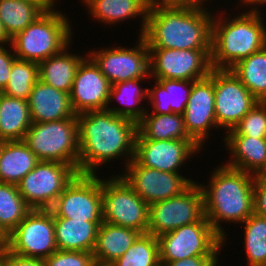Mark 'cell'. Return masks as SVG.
<instances>
[{
	"label": "cell",
	"instance_id": "cell-1",
	"mask_svg": "<svg viewBox=\"0 0 266 266\" xmlns=\"http://www.w3.org/2000/svg\"><path fill=\"white\" fill-rule=\"evenodd\" d=\"M78 173L96 175L103 164L124 157L125 167L134 158L137 123L108 110L77 115ZM126 156V157H125ZM126 158V159H125Z\"/></svg>",
	"mask_w": 266,
	"mask_h": 266
},
{
	"label": "cell",
	"instance_id": "cell-3",
	"mask_svg": "<svg viewBox=\"0 0 266 266\" xmlns=\"http://www.w3.org/2000/svg\"><path fill=\"white\" fill-rule=\"evenodd\" d=\"M255 177L221 164L213 169L208 185L199 183L203 192L205 217L223 238V245L228 235L220 223L240 224L254 213Z\"/></svg>",
	"mask_w": 266,
	"mask_h": 266
},
{
	"label": "cell",
	"instance_id": "cell-47",
	"mask_svg": "<svg viewBox=\"0 0 266 266\" xmlns=\"http://www.w3.org/2000/svg\"><path fill=\"white\" fill-rule=\"evenodd\" d=\"M4 44L8 45L9 47V45L11 44V38L7 35L2 21L0 20V46H5Z\"/></svg>",
	"mask_w": 266,
	"mask_h": 266
},
{
	"label": "cell",
	"instance_id": "cell-30",
	"mask_svg": "<svg viewBox=\"0 0 266 266\" xmlns=\"http://www.w3.org/2000/svg\"><path fill=\"white\" fill-rule=\"evenodd\" d=\"M137 135L141 139L171 140L192 139L185 128L182 114H144L137 123Z\"/></svg>",
	"mask_w": 266,
	"mask_h": 266
},
{
	"label": "cell",
	"instance_id": "cell-28",
	"mask_svg": "<svg viewBox=\"0 0 266 266\" xmlns=\"http://www.w3.org/2000/svg\"><path fill=\"white\" fill-rule=\"evenodd\" d=\"M32 123L27 100L0 92V139L23 140Z\"/></svg>",
	"mask_w": 266,
	"mask_h": 266
},
{
	"label": "cell",
	"instance_id": "cell-37",
	"mask_svg": "<svg viewBox=\"0 0 266 266\" xmlns=\"http://www.w3.org/2000/svg\"><path fill=\"white\" fill-rule=\"evenodd\" d=\"M225 135H244L254 138H266V101L257 104L241 121Z\"/></svg>",
	"mask_w": 266,
	"mask_h": 266
},
{
	"label": "cell",
	"instance_id": "cell-17",
	"mask_svg": "<svg viewBox=\"0 0 266 266\" xmlns=\"http://www.w3.org/2000/svg\"><path fill=\"white\" fill-rule=\"evenodd\" d=\"M202 149L193 139L149 140L136 134L134 159L148 168L179 173L189 157Z\"/></svg>",
	"mask_w": 266,
	"mask_h": 266
},
{
	"label": "cell",
	"instance_id": "cell-41",
	"mask_svg": "<svg viewBox=\"0 0 266 266\" xmlns=\"http://www.w3.org/2000/svg\"><path fill=\"white\" fill-rule=\"evenodd\" d=\"M254 213L266 218V180L256 176L254 180Z\"/></svg>",
	"mask_w": 266,
	"mask_h": 266
},
{
	"label": "cell",
	"instance_id": "cell-7",
	"mask_svg": "<svg viewBox=\"0 0 266 266\" xmlns=\"http://www.w3.org/2000/svg\"><path fill=\"white\" fill-rule=\"evenodd\" d=\"M103 221L145 234L149 205L119 175L101 178Z\"/></svg>",
	"mask_w": 266,
	"mask_h": 266
},
{
	"label": "cell",
	"instance_id": "cell-22",
	"mask_svg": "<svg viewBox=\"0 0 266 266\" xmlns=\"http://www.w3.org/2000/svg\"><path fill=\"white\" fill-rule=\"evenodd\" d=\"M83 4L89 9L92 19L95 18L104 25L113 26L140 16L139 36H143L149 9L147 0H86Z\"/></svg>",
	"mask_w": 266,
	"mask_h": 266
},
{
	"label": "cell",
	"instance_id": "cell-45",
	"mask_svg": "<svg viewBox=\"0 0 266 266\" xmlns=\"http://www.w3.org/2000/svg\"><path fill=\"white\" fill-rule=\"evenodd\" d=\"M241 1L244 4L243 6H246V5L248 6V9H249V5H251V6L253 5L252 7H250V10H253V11L261 10L260 9V5L261 6H263V5L265 6V4H266V0H241ZM256 5H258L259 9L257 8Z\"/></svg>",
	"mask_w": 266,
	"mask_h": 266
},
{
	"label": "cell",
	"instance_id": "cell-46",
	"mask_svg": "<svg viewBox=\"0 0 266 266\" xmlns=\"http://www.w3.org/2000/svg\"><path fill=\"white\" fill-rule=\"evenodd\" d=\"M9 243V233L0 224V248H7Z\"/></svg>",
	"mask_w": 266,
	"mask_h": 266
},
{
	"label": "cell",
	"instance_id": "cell-25",
	"mask_svg": "<svg viewBox=\"0 0 266 266\" xmlns=\"http://www.w3.org/2000/svg\"><path fill=\"white\" fill-rule=\"evenodd\" d=\"M58 250L93 253L99 226L94 222L70 218H54Z\"/></svg>",
	"mask_w": 266,
	"mask_h": 266
},
{
	"label": "cell",
	"instance_id": "cell-4",
	"mask_svg": "<svg viewBox=\"0 0 266 266\" xmlns=\"http://www.w3.org/2000/svg\"><path fill=\"white\" fill-rule=\"evenodd\" d=\"M260 11L247 9L232 19L222 13L214 14L212 24L211 66L231 69L242 59L266 45V26ZM222 16V17H221ZM217 18V19H216Z\"/></svg>",
	"mask_w": 266,
	"mask_h": 266
},
{
	"label": "cell",
	"instance_id": "cell-9",
	"mask_svg": "<svg viewBox=\"0 0 266 266\" xmlns=\"http://www.w3.org/2000/svg\"><path fill=\"white\" fill-rule=\"evenodd\" d=\"M195 222H209L205 217L203 192L197 182L178 196L149 205L147 233L158 237Z\"/></svg>",
	"mask_w": 266,
	"mask_h": 266
},
{
	"label": "cell",
	"instance_id": "cell-11",
	"mask_svg": "<svg viewBox=\"0 0 266 266\" xmlns=\"http://www.w3.org/2000/svg\"><path fill=\"white\" fill-rule=\"evenodd\" d=\"M77 174L71 165L39 161L17 186L31 209L49 210Z\"/></svg>",
	"mask_w": 266,
	"mask_h": 266
},
{
	"label": "cell",
	"instance_id": "cell-8",
	"mask_svg": "<svg viewBox=\"0 0 266 266\" xmlns=\"http://www.w3.org/2000/svg\"><path fill=\"white\" fill-rule=\"evenodd\" d=\"M157 239L160 262L193 256H220L219 252L223 248V238L209 222L190 223L164 233Z\"/></svg>",
	"mask_w": 266,
	"mask_h": 266
},
{
	"label": "cell",
	"instance_id": "cell-48",
	"mask_svg": "<svg viewBox=\"0 0 266 266\" xmlns=\"http://www.w3.org/2000/svg\"><path fill=\"white\" fill-rule=\"evenodd\" d=\"M260 177H262L263 179L266 180V169H265L264 172L260 175Z\"/></svg>",
	"mask_w": 266,
	"mask_h": 266
},
{
	"label": "cell",
	"instance_id": "cell-34",
	"mask_svg": "<svg viewBox=\"0 0 266 266\" xmlns=\"http://www.w3.org/2000/svg\"><path fill=\"white\" fill-rule=\"evenodd\" d=\"M31 210L19 193L18 186L0 183V224L9 234Z\"/></svg>",
	"mask_w": 266,
	"mask_h": 266
},
{
	"label": "cell",
	"instance_id": "cell-40",
	"mask_svg": "<svg viewBox=\"0 0 266 266\" xmlns=\"http://www.w3.org/2000/svg\"><path fill=\"white\" fill-rule=\"evenodd\" d=\"M11 49L5 46H0V92H2L8 84V80L11 73V67L16 59L12 45H9ZM8 49V50H7Z\"/></svg>",
	"mask_w": 266,
	"mask_h": 266
},
{
	"label": "cell",
	"instance_id": "cell-16",
	"mask_svg": "<svg viewBox=\"0 0 266 266\" xmlns=\"http://www.w3.org/2000/svg\"><path fill=\"white\" fill-rule=\"evenodd\" d=\"M124 169L125 173L119 175L148 205L178 196L196 182L182 173L142 166L134 158Z\"/></svg>",
	"mask_w": 266,
	"mask_h": 266
},
{
	"label": "cell",
	"instance_id": "cell-12",
	"mask_svg": "<svg viewBox=\"0 0 266 266\" xmlns=\"http://www.w3.org/2000/svg\"><path fill=\"white\" fill-rule=\"evenodd\" d=\"M133 48L109 47L88 51L87 55L113 85L127 80L150 77V51L143 36Z\"/></svg>",
	"mask_w": 266,
	"mask_h": 266
},
{
	"label": "cell",
	"instance_id": "cell-35",
	"mask_svg": "<svg viewBox=\"0 0 266 266\" xmlns=\"http://www.w3.org/2000/svg\"><path fill=\"white\" fill-rule=\"evenodd\" d=\"M110 266H161L157 237L148 233L141 234Z\"/></svg>",
	"mask_w": 266,
	"mask_h": 266
},
{
	"label": "cell",
	"instance_id": "cell-5",
	"mask_svg": "<svg viewBox=\"0 0 266 266\" xmlns=\"http://www.w3.org/2000/svg\"><path fill=\"white\" fill-rule=\"evenodd\" d=\"M70 23L62 11H44L11 39L16 58L39 64L58 54L72 41Z\"/></svg>",
	"mask_w": 266,
	"mask_h": 266
},
{
	"label": "cell",
	"instance_id": "cell-24",
	"mask_svg": "<svg viewBox=\"0 0 266 266\" xmlns=\"http://www.w3.org/2000/svg\"><path fill=\"white\" fill-rule=\"evenodd\" d=\"M142 233L135 229L102 222L93 251L95 264L111 265L120 258Z\"/></svg>",
	"mask_w": 266,
	"mask_h": 266
},
{
	"label": "cell",
	"instance_id": "cell-27",
	"mask_svg": "<svg viewBox=\"0 0 266 266\" xmlns=\"http://www.w3.org/2000/svg\"><path fill=\"white\" fill-rule=\"evenodd\" d=\"M39 161L23 140L4 141L0 153V183L17 186Z\"/></svg>",
	"mask_w": 266,
	"mask_h": 266
},
{
	"label": "cell",
	"instance_id": "cell-32",
	"mask_svg": "<svg viewBox=\"0 0 266 266\" xmlns=\"http://www.w3.org/2000/svg\"><path fill=\"white\" fill-rule=\"evenodd\" d=\"M43 12L37 4L28 0H0V20L11 39Z\"/></svg>",
	"mask_w": 266,
	"mask_h": 266
},
{
	"label": "cell",
	"instance_id": "cell-2",
	"mask_svg": "<svg viewBox=\"0 0 266 266\" xmlns=\"http://www.w3.org/2000/svg\"><path fill=\"white\" fill-rule=\"evenodd\" d=\"M205 6L156 5L143 34L149 49L212 50L214 12Z\"/></svg>",
	"mask_w": 266,
	"mask_h": 266
},
{
	"label": "cell",
	"instance_id": "cell-13",
	"mask_svg": "<svg viewBox=\"0 0 266 266\" xmlns=\"http://www.w3.org/2000/svg\"><path fill=\"white\" fill-rule=\"evenodd\" d=\"M7 248L22 256L42 259L56 252L53 213L32 209L9 234Z\"/></svg>",
	"mask_w": 266,
	"mask_h": 266
},
{
	"label": "cell",
	"instance_id": "cell-49",
	"mask_svg": "<svg viewBox=\"0 0 266 266\" xmlns=\"http://www.w3.org/2000/svg\"><path fill=\"white\" fill-rule=\"evenodd\" d=\"M3 143H4V140L0 139V153H1V150H2V147H3Z\"/></svg>",
	"mask_w": 266,
	"mask_h": 266
},
{
	"label": "cell",
	"instance_id": "cell-33",
	"mask_svg": "<svg viewBox=\"0 0 266 266\" xmlns=\"http://www.w3.org/2000/svg\"><path fill=\"white\" fill-rule=\"evenodd\" d=\"M241 225L248 266H266V218L253 213Z\"/></svg>",
	"mask_w": 266,
	"mask_h": 266
},
{
	"label": "cell",
	"instance_id": "cell-20",
	"mask_svg": "<svg viewBox=\"0 0 266 266\" xmlns=\"http://www.w3.org/2000/svg\"><path fill=\"white\" fill-rule=\"evenodd\" d=\"M27 101L33 123L77 117L72 109L69 93L51 87L39 79L32 87Z\"/></svg>",
	"mask_w": 266,
	"mask_h": 266
},
{
	"label": "cell",
	"instance_id": "cell-26",
	"mask_svg": "<svg viewBox=\"0 0 266 266\" xmlns=\"http://www.w3.org/2000/svg\"><path fill=\"white\" fill-rule=\"evenodd\" d=\"M70 45L71 42L58 54L38 64L39 80L66 93H70L77 68L86 57L69 52Z\"/></svg>",
	"mask_w": 266,
	"mask_h": 266
},
{
	"label": "cell",
	"instance_id": "cell-44",
	"mask_svg": "<svg viewBox=\"0 0 266 266\" xmlns=\"http://www.w3.org/2000/svg\"><path fill=\"white\" fill-rule=\"evenodd\" d=\"M35 4H37L43 11H49L52 10L56 5V0H28Z\"/></svg>",
	"mask_w": 266,
	"mask_h": 266
},
{
	"label": "cell",
	"instance_id": "cell-21",
	"mask_svg": "<svg viewBox=\"0 0 266 266\" xmlns=\"http://www.w3.org/2000/svg\"><path fill=\"white\" fill-rule=\"evenodd\" d=\"M224 145L230 152L225 165L260 176L266 169V138L225 135Z\"/></svg>",
	"mask_w": 266,
	"mask_h": 266
},
{
	"label": "cell",
	"instance_id": "cell-29",
	"mask_svg": "<svg viewBox=\"0 0 266 266\" xmlns=\"http://www.w3.org/2000/svg\"><path fill=\"white\" fill-rule=\"evenodd\" d=\"M143 80L144 78H139L113 84L106 110L138 123L149 108L147 107L145 109L144 106H141L142 101L147 100L148 94V88H141L142 86L140 84ZM112 100H114L113 102L115 100L116 102L119 101L123 107H112V105L110 107L109 105L112 103Z\"/></svg>",
	"mask_w": 266,
	"mask_h": 266
},
{
	"label": "cell",
	"instance_id": "cell-15",
	"mask_svg": "<svg viewBox=\"0 0 266 266\" xmlns=\"http://www.w3.org/2000/svg\"><path fill=\"white\" fill-rule=\"evenodd\" d=\"M214 94L217 125L226 132L233 129L258 102L231 69L214 68Z\"/></svg>",
	"mask_w": 266,
	"mask_h": 266
},
{
	"label": "cell",
	"instance_id": "cell-39",
	"mask_svg": "<svg viewBox=\"0 0 266 266\" xmlns=\"http://www.w3.org/2000/svg\"><path fill=\"white\" fill-rule=\"evenodd\" d=\"M0 262L4 266H45L42 258L22 256L11 252L8 248L1 249Z\"/></svg>",
	"mask_w": 266,
	"mask_h": 266
},
{
	"label": "cell",
	"instance_id": "cell-38",
	"mask_svg": "<svg viewBox=\"0 0 266 266\" xmlns=\"http://www.w3.org/2000/svg\"><path fill=\"white\" fill-rule=\"evenodd\" d=\"M45 266H94L93 253L57 250L44 258Z\"/></svg>",
	"mask_w": 266,
	"mask_h": 266
},
{
	"label": "cell",
	"instance_id": "cell-19",
	"mask_svg": "<svg viewBox=\"0 0 266 266\" xmlns=\"http://www.w3.org/2000/svg\"><path fill=\"white\" fill-rule=\"evenodd\" d=\"M112 84L99 67L86 54L79 64L69 93L72 109L76 115L106 110Z\"/></svg>",
	"mask_w": 266,
	"mask_h": 266
},
{
	"label": "cell",
	"instance_id": "cell-50",
	"mask_svg": "<svg viewBox=\"0 0 266 266\" xmlns=\"http://www.w3.org/2000/svg\"><path fill=\"white\" fill-rule=\"evenodd\" d=\"M94 266H110V265H99V264H95Z\"/></svg>",
	"mask_w": 266,
	"mask_h": 266
},
{
	"label": "cell",
	"instance_id": "cell-6",
	"mask_svg": "<svg viewBox=\"0 0 266 266\" xmlns=\"http://www.w3.org/2000/svg\"><path fill=\"white\" fill-rule=\"evenodd\" d=\"M23 141L40 161L68 164L78 172L77 117L32 123Z\"/></svg>",
	"mask_w": 266,
	"mask_h": 266
},
{
	"label": "cell",
	"instance_id": "cell-43",
	"mask_svg": "<svg viewBox=\"0 0 266 266\" xmlns=\"http://www.w3.org/2000/svg\"><path fill=\"white\" fill-rule=\"evenodd\" d=\"M149 7L156 5H188V6H205L207 0H147Z\"/></svg>",
	"mask_w": 266,
	"mask_h": 266
},
{
	"label": "cell",
	"instance_id": "cell-10",
	"mask_svg": "<svg viewBox=\"0 0 266 266\" xmlns=\"http://www.w3.org/2000/svg\"><path fill=\"white\" fill-rule=\"evenodd\" d=\"M53 218L103 222L101 177L77 174L49 209Z\"/></svg>",
	"mask_w": 266,
	"mask_h": 266
},
{
	"label": "cell",
	"instance_id": "cell-18",
	"mask_svg": "<svg viewBox=\"0 0 266 266\" xmlns=\"http://www.w3.org/2000/svg\"><path fill=\"white\" fill-rule=\"evenodd\" d=\"M183 119L188 135L202 148L212 129H218L215 118L214 68L209 76L192 81L191 93Z\"/></svg>",
	"mask_w": 266,
	"mask_h": 266
},
{
	"label": "cell",
	"instance_id": "cell-14",
	"mask_svg": "<svg viewBox=\"0 0 266 266\" xmlns=\"http://www.w3.org/2000/svg\"><path fill=\"white\" fill-rule=\"evenodd\" d=\"M153 79L198 81L209 76L211 50L149 49ZM153 75V76H152Z\"/></svg>",
	"mask_w": 266,
	"mask_h": 266
},
{
	"label": "cell",
	"instance_id": "cell-31",
	"mask_svg": "<svg viewBox=\"0 0 266 266\" xmlns=\"http://www.w3.org/2000/svg\"><path fill=\"white\" fill-rule=\"evenodd\" d=\"M231 71L258 101H266V45L239 61Z\"/></svg>",
	"mask_w": 266,
	"mask_h": 266
},
{
	"label": "cell",
	"instance_id": "cell-23",
	"mask_svg": "<svg viewBox=\"0 0 266 266\" xmlns=\"http://www.w3.org/2000/svg\"><path fill=\"white\" fill-rule=\"evenodd\" d=\"M154 80L155 86L148 88L147 94V101L150 102V109L153 108V110L148 109L145 114H183L191 93L192 81L179 79Z\"/></svg>",
	"mask_w": 266,
	"mask_h": 266
},
{
	"label": "cell",
	"instance_id": "cell-42",
	"mask_svg": "<svg viewBox=\"0 0 266 266\" xmlns=\"http://www.w3.org/2000/svg\"><path fill=\"white\" fill-rule=\"evenodd\" d=\"M218 256H193L173 262H160L161 266H218Z\"/></svg>",
	"mask_w": 266,
	"mask_h": 266
},
{
	"label": "cell",
	"instance_id": "cell-36",
	"mask_svg": "<svg viewBox=\"0 0 266 266\" xmlns=\"http://www.w3.org/2000/svg\"><path fill=\"white\" fill-rule=\"evenodd\" d=\"M38 79V63L16 58L11 67L8 84L1 93L28 100L32 87Z\"/></svg>",
	"mask_w": 266,
	"mask_h": 266
}]
</instances>
